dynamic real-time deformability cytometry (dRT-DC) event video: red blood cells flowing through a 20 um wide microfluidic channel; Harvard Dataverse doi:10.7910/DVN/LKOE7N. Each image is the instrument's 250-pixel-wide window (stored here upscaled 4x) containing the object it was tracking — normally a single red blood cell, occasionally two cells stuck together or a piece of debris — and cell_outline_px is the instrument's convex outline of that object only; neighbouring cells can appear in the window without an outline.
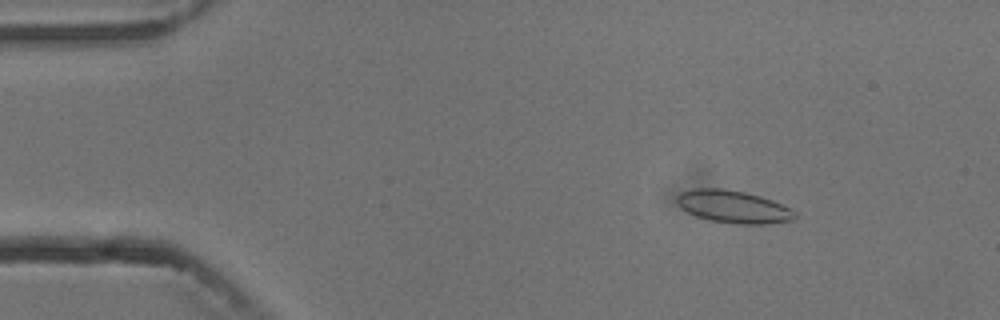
{"species": "common noctule bat (a hibernating species)", "species_latin": "Nyctalus noctula", "temperature_condition": "cold", "stored_images_in_passage": 4, "camera_frame_rate_fps": 3000, "um_per_image_px": 0.085, "animal": {"sex": "male", "body_mass_g": 13.3}, "frame": {"image": 1, "passage_image": 2, "time_ms": 1.0, "image_size_px": [1000, 320], "cell_outline_px": [[796, 216], [792, 220], [768, 224], [740, 224], [708, 220], [696, 216], [680, 208], [676, 200], [676, 196], [680, 192], [692, 188], [724, 188], [744, 192], [760, 196], [772, 200], [792, 208], [796, 212]], "centroid_in_image_um": [62.32, 17.56], "position_along_channel_um": 22.7, "area_um2": 22.6}}